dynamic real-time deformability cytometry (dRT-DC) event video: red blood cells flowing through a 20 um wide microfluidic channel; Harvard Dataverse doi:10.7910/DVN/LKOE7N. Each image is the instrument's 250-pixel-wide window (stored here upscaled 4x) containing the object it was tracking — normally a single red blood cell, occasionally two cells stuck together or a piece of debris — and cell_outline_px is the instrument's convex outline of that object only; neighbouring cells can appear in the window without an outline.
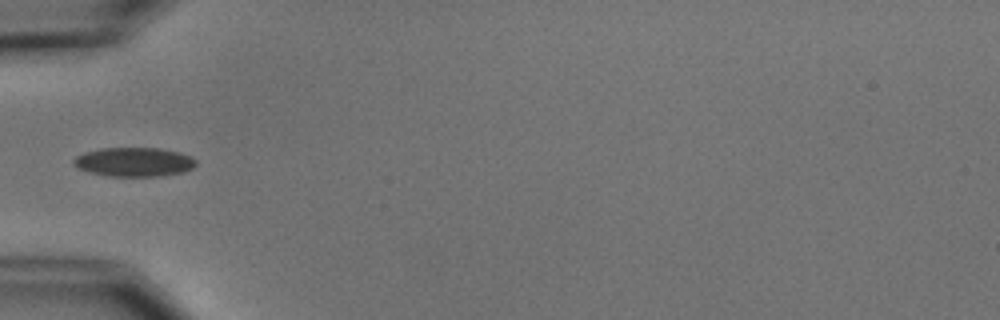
{"species": "common noctule bat (a hibernating species)", "species_latin": "Nyctalus noctula", "temperature_condition": "cold", "stored_images_in_passage": 6, "camera_frame_rate_fps": 3000, "um_per_image_px": 0.085, "animal": {"sex": "male", "body_mass_g": 15.6}, "frame": {"image": 1, "passage_image": 6, "time_ms": 5.667, "image_size_px": [1000, 320], "cell_outline_px": [[196, 164], [192, 168], [184, 172], [160, 176], [108, 176], [76, 168], [72, 164], [72, 160], [76, 156], [84, 152], [100, 148], [160, 148], [180, 152], [192, 156], [196, 160]], "centroid_in_image_um": [11.39, 13.76], "position_along_channel_um": 73.6, "area_um2": 20.92}}